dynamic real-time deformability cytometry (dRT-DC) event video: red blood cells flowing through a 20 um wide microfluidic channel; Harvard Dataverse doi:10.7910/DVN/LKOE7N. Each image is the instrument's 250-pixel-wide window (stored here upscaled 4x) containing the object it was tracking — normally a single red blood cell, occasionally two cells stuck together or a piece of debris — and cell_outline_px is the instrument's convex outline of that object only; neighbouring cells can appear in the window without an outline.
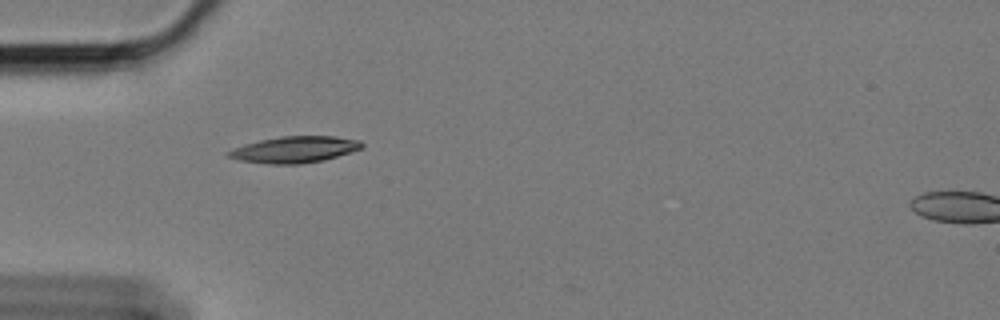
{"species": "Egyptian fruit bat (a non-hibernating species)", "species_latin": "Rousettus aegyptiacus", "temperature_condition": "cold", "stored_images_in_passage": 5, "camera_frame_rate_fps": 3000, "um_per_image_px": 0.085, "animal": {"sex": "female"}, "frame": {"image": 1, "passage_image": 1, "time_ms": 0.0, "image_size_px": [1000, 320], "cell_outline_px": [[364, 148], [324, 160], [300, 164], [268, 164], [240, 160], [228, 156], [224, 152], [244, 144], [260, 140], [280, 136], [336, 136], [360, 140], [364, 144]], "centroid_in_image_um": [25.06, 12.7], "position_along_channel_um": 59.9, "area_um2": 20.63}}